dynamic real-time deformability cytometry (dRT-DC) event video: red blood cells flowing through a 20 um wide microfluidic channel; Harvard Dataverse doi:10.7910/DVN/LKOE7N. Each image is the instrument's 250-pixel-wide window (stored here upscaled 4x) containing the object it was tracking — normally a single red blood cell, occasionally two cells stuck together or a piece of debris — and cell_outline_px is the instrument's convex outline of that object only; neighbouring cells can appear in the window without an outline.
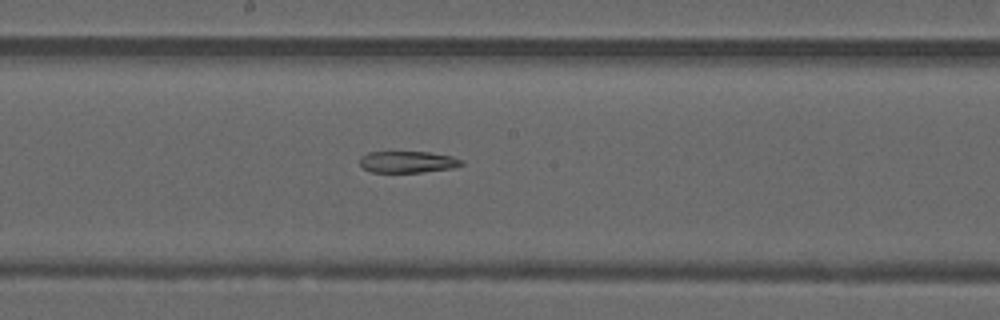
{"species": "common noctule bat (a hibernating species)", "species_latin": "Nyctalus noctula", "temperature_condition": "warm", "stored_images_in_passage": 49, "segment_of_instrument_passage": [2, 2], "camera_frame_rate_fps": 3000, "um_per_image_px": 0.085, "animal": {"sex": "male", "forearm_length_mm": 52.5}, "frame": {"image": 1, "passage_image": 27, "time_ms": 8.667, "image_size_px": [1000, 320], "cell_outline_px": [[464, 164], [452, 168], [420, 172], [372, 172], [364, 168], [360, 164], [360, 156], [368, 152], [428, 152], [452, 156], [464, 160]], "centroid_in_image_um": [34.66, 13.76], "position_along_channel_um": 213.5, "area_um2": 12.77}}
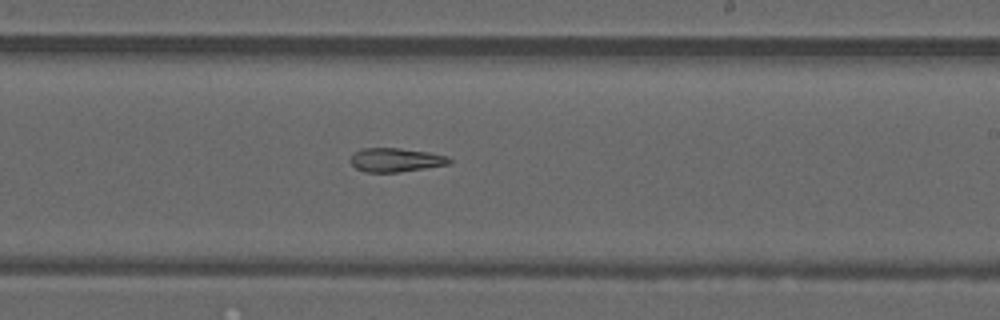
{"frame": {"image": 2, "passage_image": 30, "time_ms": 9.667, "image_size_px": [1000, 320], "cell_outline_px": [[452, 164], [400, 172], [364, 172], [356, 168], [348, 160], [352, 152], [360, 148], [400, 148], [428, 152], [448, 156], [452, 160]], "centroid_in_image_um": [33.61, 13.59], "position_along_channel_um": 255.4, "area_um2": 14.05}}
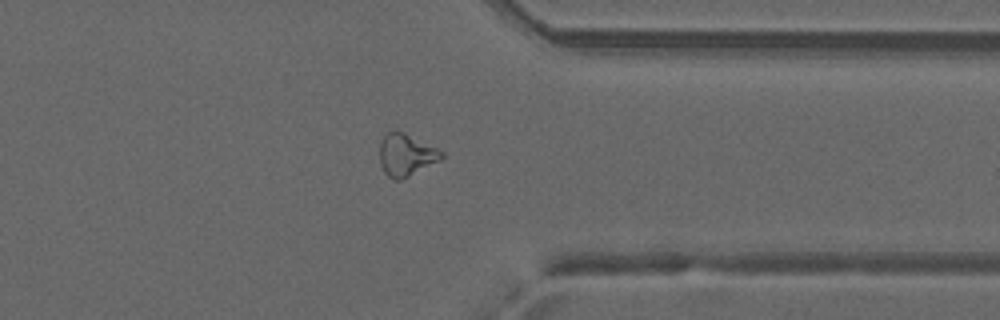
{"frame": {"image": 3, "passage_image": 39, "time_ms": 12.667, "image_size_px": [1000, 320], "cell_outline_px": [[444, 156], [440, 160], [400, 180], [396, 180], [388, 176], [384, 172], [380, 164], [380, 144], [384, 136], [388, 132], [404, 132], [444, 152]], "centroid_in_image_um": [34.51, 13.18], "position_along_channel_um": 376.9, "area_um2": 14.85}}